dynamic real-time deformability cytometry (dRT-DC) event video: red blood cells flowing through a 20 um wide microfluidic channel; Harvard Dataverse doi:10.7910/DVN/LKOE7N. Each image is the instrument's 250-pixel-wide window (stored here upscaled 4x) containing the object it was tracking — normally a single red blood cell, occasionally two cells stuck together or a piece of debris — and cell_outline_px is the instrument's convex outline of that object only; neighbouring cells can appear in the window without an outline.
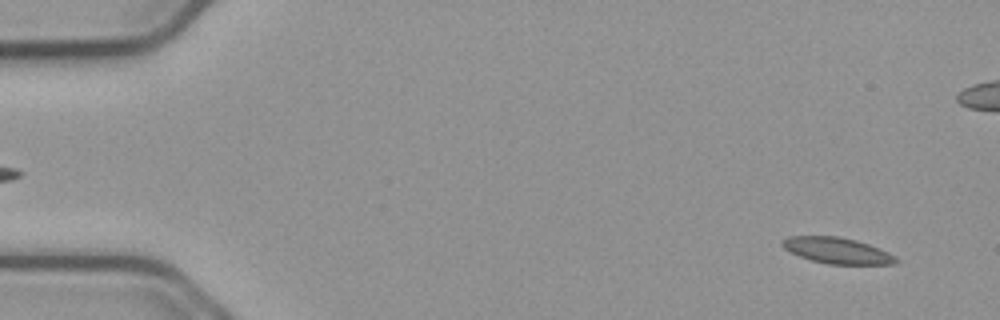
{"species": "common noctule bat (a hibernating species)", "species_latin": "Nyctalus noctula", "temperature_condition": "cold", "stored_images_in_passage": 55, "camera_frame_rate_fps": 3000, "um_per_image_px": 0.085, "animal": {"sex": "male", "body_mass_g": 23.1, "forearm_length_mm": 52.7}, "frame": {"image": 1, "passage_image": 2, "time_ms": 0.333, "image_size_px": [1000, 320], "cell_outline_px": [[900, 260], [896, 264], [828, 264], [812, 260], [800, 256], [784, 248], [780, 244], [780, 240], [788, 236], [840, 236], [856, 240], [868, 244], [888, 252], [896, 256]], "centroid_in_image_um": [71.16, 21.29], "position_along_channel_um": 13.8, "area_um2": 17.28}}
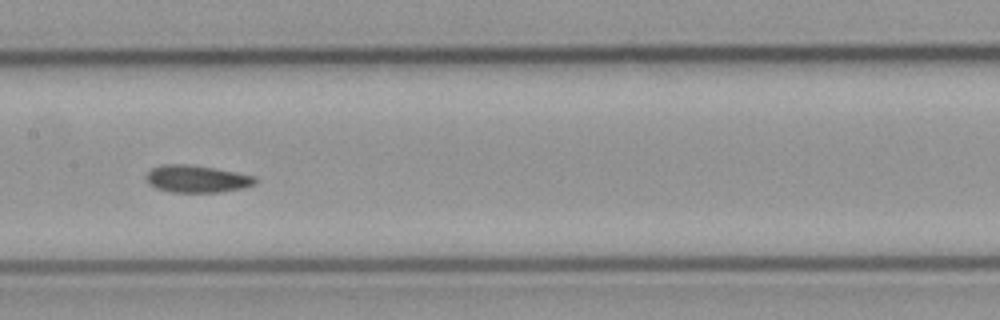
{"frame": {"image": 2, "passage_image": 26, "time_ms": 8.333, "image_size_px": [1000, 320], "cell_outline_px": [[256, 184], [244, 188], [220, 192], [172, 192], [156, 188], [148, 184], [144, 176], [152, 168], [160, 164], [188, 164], [236, 172], [256, 176]], "centroid_in_image_um": [16.71, 15.2], "position_along_channel_um": 190.7, "area_um2": 17.46}}
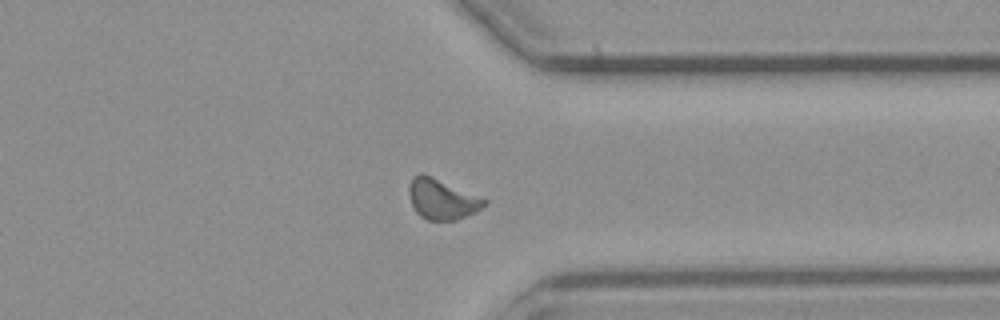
{"frame": {"image": 3, "passage_image": 41, "time_ms": 13.333, "image_size_px": [1000, 320], "cell_outline_px": [[488, 200], [476, 212], [456, 220], [428, 220], [420, 216], [416, 212], [412, 204], [408, 192], [408, 188], [412, 176], [420, 172], [432, 176]], "centroid_in_image_um": [37.53, 16.91], "position_along_channel_um": 373.9, "area_um2": 17.63}, "authors_computed_cell_mechanics": {"area_um2": 17.1666, "velocity_mm_per_s": 3.7272, "shape_relaxation_time_tau1_ms": null, "shape_relaxation_time_tau2_ms": 6.2554, "deformation_change_tau1": null, "deformation_change_tau2": 0.1075}}